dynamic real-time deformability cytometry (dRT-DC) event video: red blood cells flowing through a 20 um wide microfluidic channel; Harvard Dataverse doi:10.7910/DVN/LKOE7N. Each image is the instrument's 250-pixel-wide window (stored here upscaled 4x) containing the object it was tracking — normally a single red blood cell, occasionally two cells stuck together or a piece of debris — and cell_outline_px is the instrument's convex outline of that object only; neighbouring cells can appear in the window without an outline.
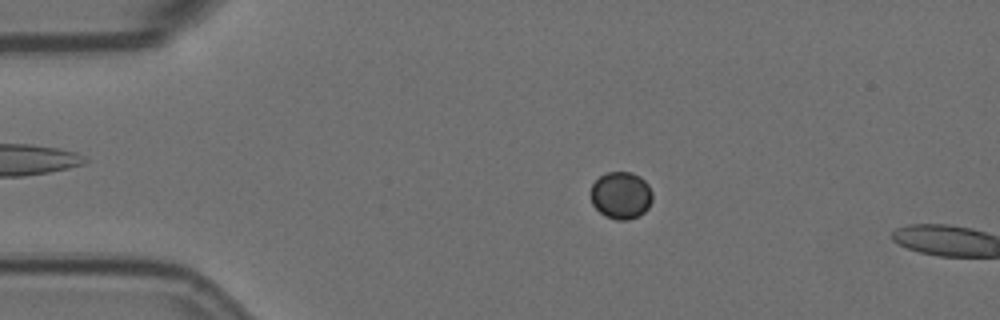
{"species": "Egyptian fruit bat (a non-hibernating species)", "species_latin": "Rousettus aegyptiacus", "temperature_condition": "room temperature", "stored_images_in_passage": 5, "camera_frame_rate_fps": 3000, "um_per_image_px": 0.085, "animal": {"sex": "female"}, "frame": {"image": 1, "passage_image": 2, "time_ms": 0.333, "image_size_px": [1000, 320], "cell_outline_px": [[652, 200], [648, 208], [644, 212], [628, 220], [616, 220], [604, 216], [592, 204], [588, 192], [592, 184], [600, 176], [608, 172], [632, 172], [640, 176], [648, 184], [652, 192]], "centroid_in_image_um": [52.76, 16.6], "position_along_channel_um": 32.2, "area_um2": 17.22}}